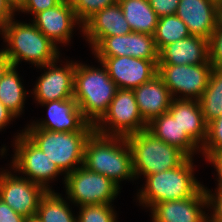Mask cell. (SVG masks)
<instances>
[{"instance_id": "obj_1", "label": "cell", "mask_w": 222, "mask_h": 222, "mask_svg": "<svg viewBox=\"0 0 222 222\" xmlns=\"http://www.w3.org/2000/svg\"><path fill=\"white\" fill-rule=\"evenodd\" d=\"M83 166L112 180H133V161L126 137L104 136L93 132L84 148Z\"/></svg>"}, {"instance_id": "obj_2", "label": "cell", "mask_w": 222, "mask_h": 222, "mask_svg": "<svg viewBox=\"0 0 222 222\" xmlns=\"http://www.w3.org/2000/svg\"><path fill=\"white\" fill-rule=\"evenodd\" d=\"M100 64L101 69H96L76 62L74 71L73 98L84 119L93 126L106 113L118 89L106 67Z\"/></svg>"}, {"instance_id": "obj_3", "label": "cell", "mask_w": 222, "mask_h": 222, "mask_svg": "<svg viewBox=\"0 0 222 222\" xmlns=\"http://www.w3.org/2000/svg\"><path fill=\"white\" fill-rule=\"evenodd\" d=\"M12 19L1 30L8 43L2 51L13 66L20 61H29L37 67L45 66L59 59L58 45L47 38L33 23L16 22Z\"/></svg>"}, {"instance_id": "obj_4", "label": "cell", "mask_w": 222, "mask_h": 222, "mask_svg": "<svg viewBox=\"0 0 222 222\" xmlns=\"http://www.w3.org/2000/svg\"><path fill=\"white\" fill-rule=\"evenodd\" d=\"M192 161L188 157L178 167L145 176L146 184L137 194L139 202L151 209L159 202L194 196L203 186L194 177Z\"/></svg>"}, {"instance_id": "obj_5", "label": "cell", "mask_w": 222, "mask_h": 222, "mask_svg": "<svg viewBox=\"0 0 222 222\" xmlns=\"http://www.w3.org/2000/svg\"><path fill=\"white\" fill-rule=\"evenodd\" d=\"M130 146L135 177L148 176L180 166L188 156L178 147L143 130L126 137Z\"/></svg>"}, {"instance_id": "obj_6", "label": "cell", "mask_w": 222, "mask_h": 222, "mask_svg": "<svg viewBox=\"0 0 222 222\" xmlns=\"http://www.w3.org/2000/svg\"><path fill=\"white\" fill-rule=\"evenodd\" d=\"M23 133L66 176L83 165L85 143L93 132H55L38 128H25Z\"/></svg>"}, {"instance_id": "obj_7", "label": "cell", "mask_w": 222, "mask_h": 222, "mask_svg": "<svg viewBox=\"0 0 222 222\" xmlns=\"http://www.w3.org/2000/svg\"><path fill=\"white\" fill-rule=\"evenodd\" d=\"M146 129L134 92L128 89H117L106 113L94 125V132L104 136L127 137Z\"/></svg>"}, {"instance_id": "obj_8", "label": "cell", "mask_w": 222, "mask_h": 222, "mask_svg": "<svg viewBox=\"0 0 222 222\" xmlns=\"http://www.w3.org/2000/svg\"><path fill=\"white\" fill-rule=\"evenodd\" d=\"M67 197L77 206L111 204L120 187L102 174L81 165L64 176Z\"/></svg>"}, {"instance_id": "obj_9", "label": "cell", "mask_w": 222, "mask_h": 222, "mask_svg": "<svg viewBox=\"0 0 222 222\" xmlns=\"http://www.w3.org/2000/svg\"><path fill=\"white\" fill-rule=\"evenodd\" d=\"M15 138V154L12 160V170L27 177L33 183L39 184L47 191H52L48 182L63 173L47 155L42 152L24 133H18Z\"/></svg>"}, {"instance_id": "obj_10", "label": "cell", "mask_w": 222, "mask_h": 222, "mask_svg": "<svg viewBox=\"0 0 222 222\" xmlns=\"http://www.w3.org/2000/svg\"><path fill=\"white\" fill-rule=\"evenodd\" d=\"M211 63L199 65H158V75L174 99L199 100L208 86ZM177 93L183 94L177 96ZM181 97V98H180Z\"/></svg>"}, {"instance_id": "obj_11", "label": "cell", "mask_w": 222, "mask_h": 222, "mask_svg": "<svg viewBox=\"0 0 222 222\" xmlns=\"http://www.w3.org/2000/svg\"><path fill=\"white\" fill-rule=\"evenodd\" d=\"M5 171L0 172V199L26 219L35 217L47 190L25 176L18 177Z\"/></svg>"}, {"instance_id": "obj_12", "label": "cell", "mask_w": 222, "mask_h": 222, "mask_svg": "<svg viewBox=\"0 0 222 222\" xmlns=\"http://www.w3.org/2000/svg\"><path fill=\"white\" fill-rule=\"evenodd\" d=\"M92 51L98 58V62H102L106 57L117 56L159 60V52L153 35L138 32L103 37L92 48Z\"/></svg>"}, {"instance_id": "obj_13", "label": "cell", "mask_w": 222, "mask_h": 222, "mask_svg": "<svg viewBox=\"0 0 222 222\" xmlns=\"http://www.w3.org/2000/svg\"><path fill=\"white\" fill-rule=\"evenodd\" d=\"M158 62L159 60L117 56L106 57L101 63L118 89L133 90L157 75Z\"/></svg>"}, {"instance_id": "obj_14", "label": "cell", "mask_w": 222, "mask_h": 222, "mask_svg": "<svg viewBox=\"0 0 222 222\" xmlns=\"http://www.w3.org/2000/svg\"><path fill=\"white\" fill-rule=\"evenodd\" d=\"M56 63L57 61H54L39 67L48 69L38 78V82L32 92V94L34 93V98L40 104L73 98L76 63L71 61L64 67H58Z\"/></svg>"}, {"instance_id": "obj_15", "label": "cell", "mask_w": 222, "mask_h": 222, "mask_svg": "<svg viewBox=\"0 0 222 222\" xmlns=\"http://www.w3.org/2000/svg\"><path fill=\"white\" fill-rule=\"evenodd\" d=\"M47 106L48 119L33 122L27 128H38L55 132H94V126L82 116L74 98L41 103Z\"/></svg>"}, {"instance_id": "obj_16", "label": "cell", "mask_w": 222, "mask_h": 222, "mask_svg": "<svg viewBox=\"0 0 222 222\" xmlns=\"http://www.w3.org/2000/svg\"><path fill=\"white\" fill-rule=\"evenodd\" d=\"M204 207L208 205L203 186L192 197L155 204L150 209L152 222H208V215L202 210Z\"/></svg>"}, {"instance_id": "obj_17", "label": "cell", "mask_w": 222, "mask_h": 222, "mask_svg": "<svg viewBox=\"0 0 222 222\" xmlns=\"http://www.w3.org/2000/svg\"><path fill=\"white\" fill-rule=\"evenodd\" d=\"M33 19L32 23L55 44L70 42L73 28L76 27L74 25H81L72 5L64 0L53 8L37 13Z\"/></svg>"}, {"instance_id": "obj_18", "label": "cell", "mask_w": 222, "mask_h": 222, "mask_svg": "<svg viewBox=\"0 0 222 222\" xmlns=\"http://www.w3.org/2000/svg\"><path fill=\"white\" fill-rule=\"evenodd\" d=\"M192 36L210 40L216 29L217 0H180L175 13Z\"/></svg>"}, {"instance_id": "obj_19", "label": "cell", "mask_w": 222, "mask_h": 222, "mask_svg": "<svg viewBox=\"0 0 222 222\" xmlns=\"http://www.w3.org/2000/svg\"><path fill=\"white\" fill-rule=\"evenodd\" d=\"M93 48L103 37L126 35L132 30L125 20L119 3L105 7L92 16L83 26L82 31Z\"/></svg>"}, {"instance_id": "obj_20", "label": "cell", "mask_w": 222, "mask_h": 222, "mask_svg": "<svg viewBox=\"0 0 222 222\" xmlns=\"http://www.w3.org/2000/svg\"><path fill=\"white\" fill-rule=\"evenodd\" d=\"M210 63L209 41L192 36L166 45L159 52L158 65H199Z\"/></svg>"}, {"instance_id": "obj_21", "label": "cell", "mask_w": 222, "mask_h": 222, "mask_svg": "<svg viewBox=\"0 0 222 222\" xmlns=\"http://www.w3.org/2000/svg\"><path fill=\"white\" fill-rule=\"evenodd\" d=\"M133 92L139 112L147 124L152 119L167 113L174 99L158 74L133 89Z\"/></svg>"}, {"instance_id": "obj_22", "label": "cell", "mask_w": 222, "mask_h": 222, "mask_svg": "<svg viewBox=\"0 0 222 222\" xmlns=\"http://www.w3.org/2000/svg\"><path fill=\"white\" fill-rule=\"evenodd\" d=\"M168 113L200 148L207 137L205 122L198 100L173 99Z\"/></svg>"}, {"instance_id": "obj_23", "label": "cell", "mask_w": 222, "mask_h": 222, "mask_svg": "<svg viewBox=\"0 0 222 222\" xmlns=\"http://www.w3.org/2000/svg\"><path fill=\"white\" fill-rule=\"evenodd\" d=\"M149 131L157 139L163 142L178 147L188 157L195 154L199 146L182 131L177 121L167 112L154 119L147 124Z\"/></svg>"}, {"instance_id": "obj_24", "label": "cell", "mask_w": 222, "mask_h": 222, "mask_svg": "<svg viewBox=\"0 0 222 222\" xmlns=\"http://www.w3.org/2000/svg\"><path fill=\"white\" fill-rule=\"evenodd\" d=\"M118 3L132 32L154 34L159 17L148 0H119Z\"/></svg>"}, {"instance_id": "obj_25", "label": "cell", "mask_w": 222, "mask_h": 222, "mask_svg": "<svg viewBox=\"0 0 222 222\" xmlns=\"http://www.w3.org/2000/svg\"><path fill=\"white\" fill-rule=\"evenodd\" d=\"M16 68L12 66L0 80V101L17 117L23 111L27 92Z\"/></svg>"}, {"instance_id": "obj_26", "label": "cell", "mask_w": 222, "mask_h": 222, "mask_svg": "<svg viewBox=\"0 0 222 222\" xmlns=\"http://www.w3.org/2000/svg\"><path fill=\"white\" fill-rule=\"evenodd\" d=\"M198 101L207 124L222 115V69H212L208 86Z\"/></svg>"}, {"instance_id": "obj_27", "label": "cell", "mask_w": 222, "mask_h": 222, "mask_svg": "<svg viewBox=\"0 0 222 222\" xmlns=\"http://www.w3.org/2000/svg\"><path fill=\"white\" fill-rule=\"evenodd\" d=\"M35 217L41 222H77L69 205L54 191H47L42 197Z\"/></svg>"}, {"instance_id": "obj_28", "label": "cell", "mask_w": 222, "mask_h": 222, "mask_svg": "<svg viewBox=\"0 0 222 222\" xmlns=\"http://www.w3.org/2000/svg\"><path fill=\"white\" fill-rule=\"evenodd\" d=\"M190 36L187 25L176 14L159 17L153 34L158 52L166 45Z\"/></svg>"}, {"instance_id": "obj_29", "label": "cell", "mask_w": 222, "mask_h": 222, "mask_svg": "<svg viewBox=\"0 0 222 222\" xmlns=\"http://www.w3.org/2000/svg\"><path fill=\"white\" fill-rule=\"evenodd\" d=\"M111 204H94L80 207L77 222H117Z\"/></svg>"}, {"instance_id": "obj_30", "label": "cell", "mask_w": 222, "mask_h": 222, "mask_svg": "<svg viewBox=\"0 0 222 222\" xmlns=\"http://www.w3.org/2000/svg\"><path fill=\"white\" fill-rule=\"evenodd\" d=\"M119 0H76L72 7L82 26L97 12L118 3Z\"/></svg>"}, {"instance_id": "obj_31", "label": "cell", "mask_w": 222, "mask_h": 222, "mask_svg": "<svg viewBox=\"0 0 222 222\" xmlns=\"http://www.w3.org/2000/svg\"><path fill=\"white\" fill-rule=\"evenodd\" d=\"M203 152L205 158L211 154L222 152V115L207 124L205 143L198 151Z\"/></svg>"}, {"instance_id": "obj_32", "label": "cell", "mask_w": 222, "mask_h": 222, "mask_svg": "<svg viewBox=\"0 0 222 222\" xmlns=\"http://www.w3.org/2000/svg\"><path fill=\"white\" fill-rule=\"evenodd\" d=\"M209 61L215 68L222 69V29L216 28L209 40Z\"/></svg>"}, {"instance_id": "obj_33", "label": "cell", "mask_w": 222, "mask_h": 222, "mask_svg": "<svg viewBox=\"0 0 222 222\" xmlns=\"http://www.w3.org/2000/svg\"><path fill=\"white\" fill-rule=\"evenodd\" d=\"M215 191L214 194H211L210 189L205 188L208 208L213 209L211 216L208 217V222H222V189Z\"/></svg>"}, {"instance_id": "obj_34", "label": "cell", "mask_w": 222, "mask_h": 222, "mask_svg": "<svg viewBox=\"0 0 222 222\" xmlns=\"http://www.w3.org/2000/svg\"><path fill=\"white\" fill-rule=\"evenodd\" d=\"M62 0H24L19 11L33 14V17L46 9L58 5Z\"/></svg>"}, {"instance_id": "obj_35", "label": "cell", "mask_w": 222, "mask_h": 222, "mask_svg": "<svg viewBox=\"0 0 222 222\" xmlns=\"http://www.w3.org/2000/svg\"><path fill=\"white\" fill-rule=\"evenodd\" d=\"M158 17L174 15L180 0H148Z\"/></svg>"}, {"instance_id": "obj_36", "label": "cell", "mask_w": 222, "mask_h": 222, "mask_svg": "<svg viewBox=\"0 0 222 222\" xmlns=\"http://www.w3.org/2000/svg\"><path fill=\"white\" fill-rule=\"evenodd\" d=\"M0 222H26V218L19 215L0 199Z\"/></svg>"}, {"instance_id": "obj_37", "label": "cell", "mask_w": 222, "mask_h": 222, "mask_svg": "<svg viewBox=\"0 0 222 222\" xmlns=\"http://www.w3.org/2000/svg\"><path fill=\"white\" fill-rule=\"evenodd\" d=\"M15 11L7 0H0V30L13 19Z\"/></svg>"}, {"instance_id": "obj_38", "label": "cell", "mask_w": 222, "mask_h": 222, "mask_svg": "<svg viewBox=\"0 0 222 222\" xmlns=\"http://www.w3.org/2000/svg\"><path fill=\"white\" fill-rule=\"evenodd\" d=\"M206 159L215 166L218 175L217 189H222V152L211 154Z\"/></svg>"}, {"instance_id": "obj_39", "label": "cell", "mask_w": 222, "mask_h": 222, "mask_svg": "<svg viewBox=\"0 0 222 222\" xmlns=\"http://www.w3.org/2000/svg\"><path fill=\"white\" fill-rule=\"evenodd\" d=\"M12 118H16V116L0 101V129L7 126L13 120Z\"/></svg>"}, {"instance_id": "obj_40", "label": "cell", "mask_w": 222, "mask_h": 222, "mask_svg": "<svg viewBox=\"0 0 222 222\" xmlns=\"http://www.w3.org/2000/svg\"><path fill=\"white\" fill-rule=\"evenodd\" d=\"M11 60L6 56V54L0 50V80L4 77L7 71L12 67Z\"/></svg>"}, {"instance_id": "obj_41", "label": "cell", "mask_w": 222, "mask_h": 222, "mask_svg": "<svg viewBox=\"0 0 222 222\" xmlns=\"http://www.w3.org/2000/svg\"><path fill=\"white\" fill-rule=\"evenodd\" d=\"M216 28L222 29V0H217Z\"/></svg>"}, {"instance_id": "obj_42", "label": "cell", "mask_w": 222, "mask_h": 222, "mask_svg": "<svg viewBox=\"0 0 222 222\" xmlns=\"http://www.w3.org/2000/svg\"><path fill=\"white\" fill-rule=\"evenodd\" d=\"M10 5L16 10L18 11V9L21 7L22 3L24 0H7Z\"/></svg>"}, {"instance_id": "obj_43", "label": "cell", "mask_w": 222, "mask_h": 222, "mask_svg": "<svg viewBox=\"0 0 222 222\" xmlns=\"http://www.w3.org/2000/svg\"><path fill=\"white\" fill-rule=\"evenodd\" d=\"M26 222H41L37 217H31L26 219Z\"/></svg>"}, {"instance_id": "obj_44", "label": "cell", "mask_w": 222, "mask_h": 222, "mask_svg": "<svg viewBox=\"0 0 222 222\" xmlns=\"http://www.w3.org/2000/svg\"><path fill=\"white\" fill-rule=\"evenodd\" d=\"M64 1L72 5L76 0H64Z\"/></svg>"}]
</instances>
